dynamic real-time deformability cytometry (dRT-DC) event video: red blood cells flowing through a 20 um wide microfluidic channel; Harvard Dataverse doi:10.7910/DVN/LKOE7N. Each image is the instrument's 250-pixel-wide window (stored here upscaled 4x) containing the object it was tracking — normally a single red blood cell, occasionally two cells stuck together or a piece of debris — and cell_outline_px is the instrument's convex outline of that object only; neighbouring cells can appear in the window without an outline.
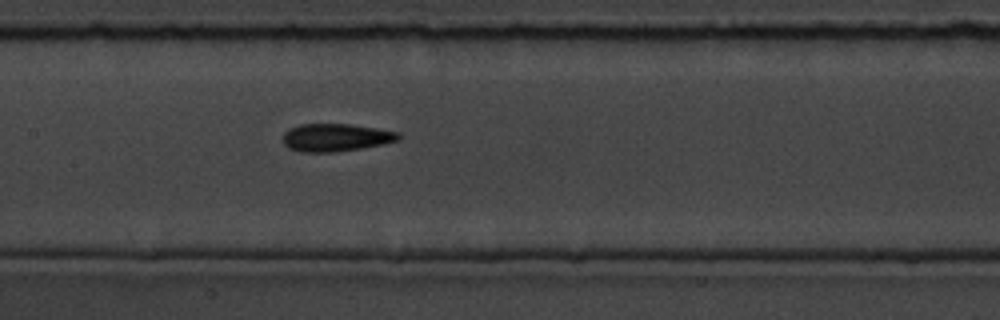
{"species": "common noctule bat (a hibernating species)", "species_latin": "Nyctalus noctula", "temperature_condition": "room temperature", "stored_images_in_passage": 7, "camera_frame_rate_fps": 3000, "um_per_image_px": 0.085, "animal": {"sex": "male", "body_mass_g": 19.5, "forearm_length_mm": 54.6}, "frame": {"image": 1, "passage_image": 7, "time_ms": 7.667, "image_size_px": [1000, 320], "cell_outline_px": [[400, 140], [384, 144], [360, 148], [332, 152], [304, 152], [288, 148], [284, 144], [284, 132], [288, 128], [300, 124], [348, 124], [376, 128], [400, 132]], "centroid_in_image_um": [28.55, 11.68], "position_along_channel_um": 178.9, "area_um2": 18.67}}